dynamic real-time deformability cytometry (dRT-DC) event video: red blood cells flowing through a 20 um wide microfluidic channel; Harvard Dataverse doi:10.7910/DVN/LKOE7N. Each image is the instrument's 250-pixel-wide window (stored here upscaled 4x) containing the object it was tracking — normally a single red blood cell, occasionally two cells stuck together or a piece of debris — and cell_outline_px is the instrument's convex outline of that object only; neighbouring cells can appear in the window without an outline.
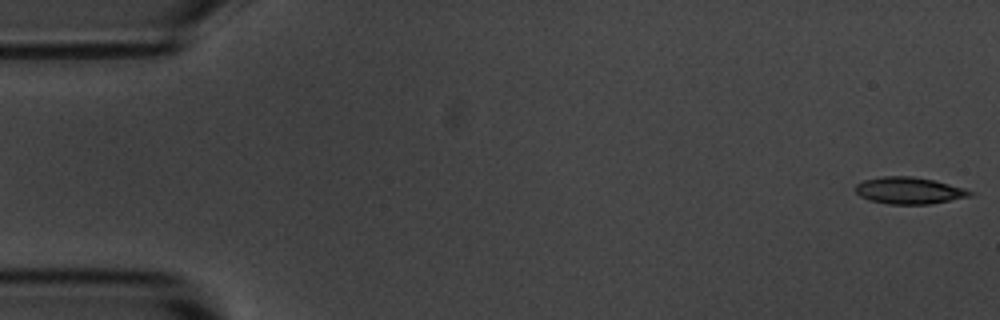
{"species": "common noctule bat (a hibernating species)", "species_latin": "Nyctalus noctula", "temperature_condition": "room temperature", "stored_images_in_passage": 5, "camera_frame_rate_fps": 3000, "um_per_image_px": 0.085, "animal": {"sex": "male", "body_mass_g": 20.1, "forearm_length_mm": 53.5}, "frame": {"image": 1, "passage_image": 1, "time_ms": 0.0, "image_size_px": [1000, 320], "cell_outline_px": [[976, 192], [972, 196], [928, 204], [888, 204], [868, 200], [860, 196], [856, 192], [856, 184], [864, 180], [884, 176], [912, 176], [932, 180], [964, 188]], "centroid_in_image_um": [77.28, 16.2], "position_along_channel_um": 7.7, "area_um2": 17.8}}
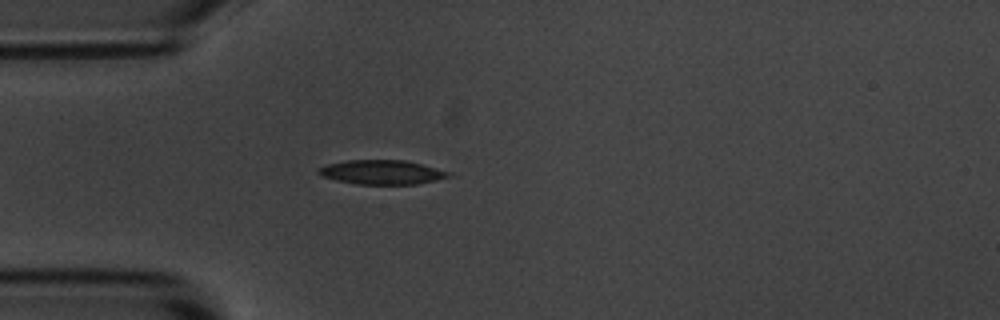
{"frame": {"image": 2, "passage_image": 5, "time_ms": 4.667, "image_size_px": [1000, 320], "cell_outline_px": [[452, 176], [436, 180], [416, 184], [356, 184], [336, 180], [320, 176], [316, 172], [320, 168], [328, 164], [348, 160], [404, 160], [452, 172]], "centroid_in_image_um": [32.46, 14.64], "position_along_channel_um": 52.5, "area_um2": 18.32}}